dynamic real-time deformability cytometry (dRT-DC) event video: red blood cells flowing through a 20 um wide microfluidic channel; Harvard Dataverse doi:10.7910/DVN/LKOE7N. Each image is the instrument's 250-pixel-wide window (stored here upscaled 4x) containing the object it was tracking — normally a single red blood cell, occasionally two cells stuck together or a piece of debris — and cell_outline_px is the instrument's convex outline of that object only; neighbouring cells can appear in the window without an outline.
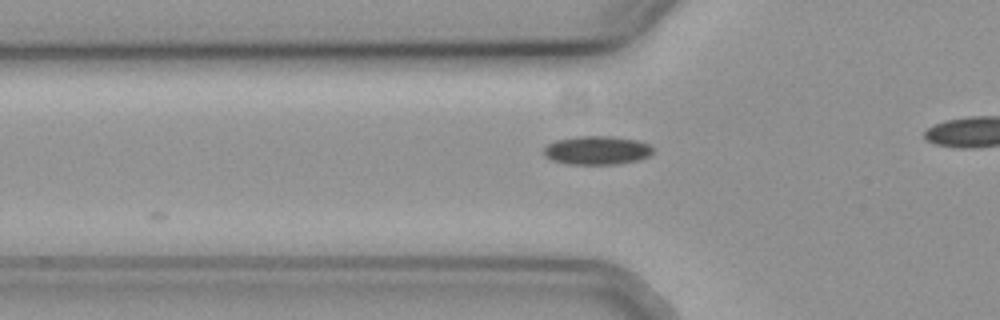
{"species": "common noctule bat (a hibernating species)", "species_latin": "Nyctalus noctula", "temperature_condition": "cold", "stored_images_in_passage": 9, "camera_frame_rate_fps": 3000, "um_per_image_px": 0.085, "animal": {"sex": "female", "body_mass_g": 19.3, "forearm_length_mm": 54.1}, "frame": {"image": 1, "passage_image": 3, "time_ms": 0.667, "image_size_px": [1000, 320], "cell_outline_px": [[652, 152], [648, 156], [636, 160], [620, 164], [568, 164], [552, 160], [544, 156], [544, 148], [548, 144], [556, 140], [576, 136], [612, 136], [636, 140], [648, 144], [652, 148]], "centroid_in_image_um": [50.71, 12.77], "position_along_channel_um": 75.1, "area_um2": 18.15}}